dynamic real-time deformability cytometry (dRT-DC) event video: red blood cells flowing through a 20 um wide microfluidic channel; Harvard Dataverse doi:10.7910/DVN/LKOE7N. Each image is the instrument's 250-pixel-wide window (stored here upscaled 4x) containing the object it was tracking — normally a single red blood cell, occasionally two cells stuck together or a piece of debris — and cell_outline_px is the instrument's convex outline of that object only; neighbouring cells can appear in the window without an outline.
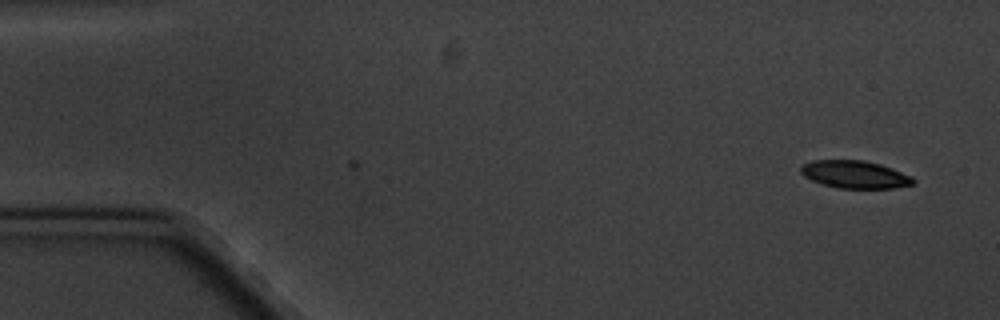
{"species": "common noctule bat (a hibernating species)", "species_latin": "Nyctalus noctula", "temperature_condition": "cold", "stored_images_in_passage": 4, "camera_frame_rate_fps": 3000, "um_per_image_px": 0.085, "animal": {"sex": "male", "body_mass_g": 20.1, "forearm_length_mm": 53.5}, "frame": {"image": 1, "passage_image": 4, "time_ms": 3.667, "image_size_px": [1000, 320], "cell_outline_px": [[916, 184], [896, 188], [840, 188], [824, 184], [812, 180], [804, 176], [800, 172], [800, 168], [804, 164], [812, 160], [864, 160], [880, 164], [892, 168], [912, 176], [916, 180]], "centroid_in_image_um": [72.72, 14.83], "position_along_channel_um": 12.3, "area_um2": 18.15}}